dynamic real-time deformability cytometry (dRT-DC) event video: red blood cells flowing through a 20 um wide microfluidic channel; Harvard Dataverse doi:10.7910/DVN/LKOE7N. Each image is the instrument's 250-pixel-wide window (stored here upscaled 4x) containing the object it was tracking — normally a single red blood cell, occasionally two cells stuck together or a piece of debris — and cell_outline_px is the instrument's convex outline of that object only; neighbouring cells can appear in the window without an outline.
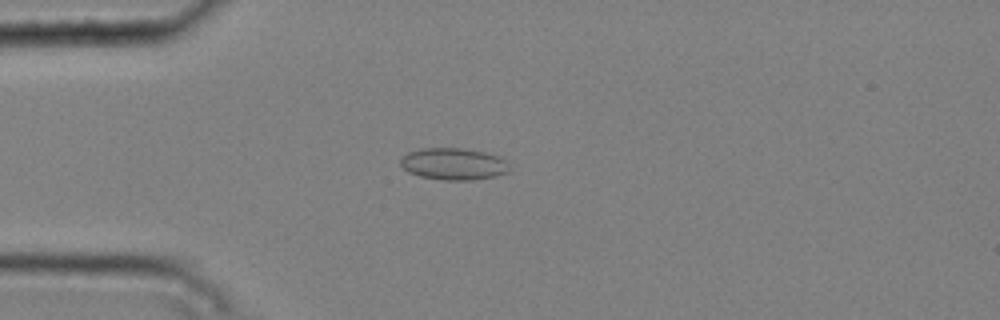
{"species": "common noctule bat (a hibernating species)", "species_latin": "Nyctalus noctula", "temperature_condition": "cold", "stored_images_in_passage": 7, "camera_frame_rate_fps": 3000, "um_per_image_px": 0.085, "animal": {"sex": "male", "body_mass_g": 20.4}, "frame": {"image": 1, "passage_image": 4, "time_ms": 1.0, "image_size_px": [1000, 320], "cell_outline_px": [[508, 172], [496, 176], [472, 180], [444, 180], [420, 176], [408, 172], [400, 164], [400, 160], [408, 152], [420, 148], [464, 148], [484, 152], [500, 156], [504, 160], [508, 168]], "centroid_in_image_um": [38.54, 13.93], "position_along_channel_um": 46.5, "area_um2": 20.17}}
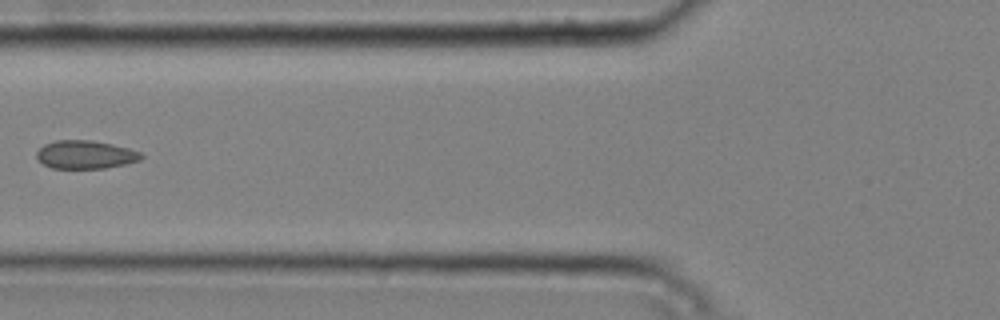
{"frame": {"image": 2, "passage_image": 6, "time_ms": 1.667, "image_size_px": [1000, 320], "cell_outline_px": [[144, 156], [140, 160], [124, 164], [104, 168], [52, 168], [44, 164], [36, 156], [36, 152], [44, 144], [56, 140], [92, 140], [112, 144], [128, 148], [140, 152]], "centroid_in_image_um": [7.26, 13.13], "position_along_channel_um": 118.5, "area_um2": 17.11}}
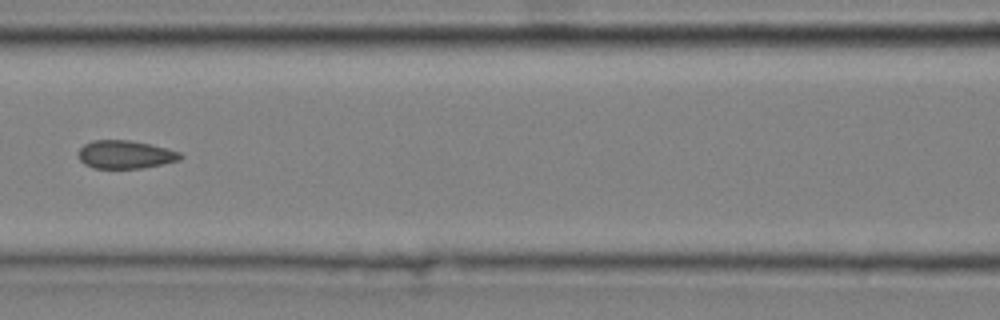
{"frame": {"image": 3, "passage_image": 7, "time_ms": 2.0, "image_size_px": [1000, 320], "cell_outline_px": [[184, 156], [180, 160], [140, 168], [92, 168], [84, 164], [80, 160], [80, 148], [84, 144], [92, 140], [128, 140], [168, 148], [180, 152]], "centroid_in_image_um": [10.66, 13.13], "position_along_channel_um": 155.9, "area_um2": 16.59}}